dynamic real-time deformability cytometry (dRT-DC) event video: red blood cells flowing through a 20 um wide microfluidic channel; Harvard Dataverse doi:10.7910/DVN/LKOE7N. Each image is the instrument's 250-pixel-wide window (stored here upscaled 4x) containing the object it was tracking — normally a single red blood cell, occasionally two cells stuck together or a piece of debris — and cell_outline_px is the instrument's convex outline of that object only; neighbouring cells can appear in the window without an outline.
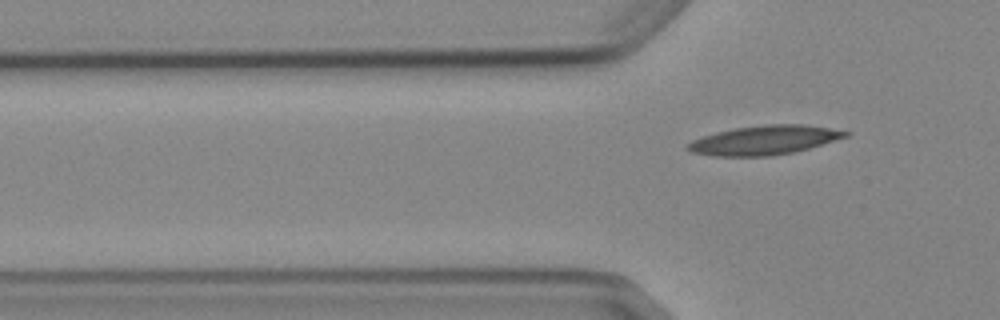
{"species": "Egyptian fruit bat (a non-hibernating species)", "species_latin": "Rousettus aegyptiacus", "temperature_condition": "cold", "stored_images_in_passage": 8, "segment_of_instrument_passage": [2, 2], "camera_frame_rate_fps": 3000, "um_per_image_px": 0.085, "animal": {"sex": "female"}, "frame": {"image": 1, "passage_image": 8, "time_ms": 8.333, "image_size_px": [1000, 320], "cell_outline_px": [[852, 132], [848, 136], [808, 148], [792, 152], [768, 156], [712, 156], [692, 152], [684, 148], [692, 140], [716, 132], [732, 128], [764, 124], [804, 124]], "centroid_in_image_um": [64.93, 11.9], "position_along_channel_um": 60.9, "area_um2": 26.7}}